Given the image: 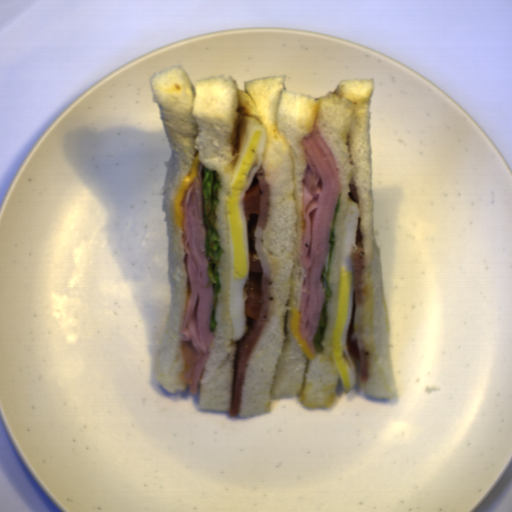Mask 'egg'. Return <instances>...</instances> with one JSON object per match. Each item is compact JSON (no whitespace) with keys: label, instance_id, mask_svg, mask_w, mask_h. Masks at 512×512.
I'll return each mask as SVG.
<instances>
[{"label":"egg","instance_id":"egg-1","mask_svg":"<svg viewBox=\"0 0 512 512\" xmlns=\"http://www.w3.org/2000/svg\"><path fill=\"white\" fill-rule=\"evenodd\" d=\"M263 124L253 117L238 113L237 157L231 177L227 215L230 236L231 291L230 313L232 342L245 339L248 332L245 308V287L251 268L248 226L245 214V194L255 174L262 167L268 147Z\"/></svg>","mask_w":512,"mask_h":512},{"label":"egg","instance_id":"egg-2","mask_svg":"<svg viewBox=\"0 0 512 512\" xmlns=\"http://www.w3.org/2000/svg\"><path fill=\"white\" fill-rule=\"evenodd\" d=\"M360 216L358 200L349 199V208L345 215L341 238V267L332 348V364L336 370V383L344 394H350L356 386L355 367L347 351L346 340L354 308L351 253L356 247Z\"/></svg>","mask_w":512,"mask_h":512}]
</instances>
